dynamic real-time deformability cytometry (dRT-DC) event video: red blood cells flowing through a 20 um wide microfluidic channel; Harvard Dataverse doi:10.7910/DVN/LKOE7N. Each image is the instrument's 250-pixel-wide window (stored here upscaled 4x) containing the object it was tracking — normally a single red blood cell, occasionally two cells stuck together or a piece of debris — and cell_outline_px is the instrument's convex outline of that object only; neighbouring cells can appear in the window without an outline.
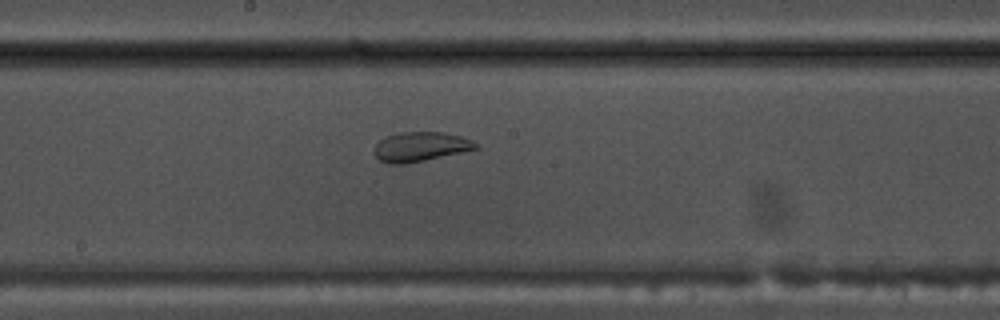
{"species": "common noctule bat (a hibernating species)", "species_latin": "Nyctalus noctula", "temperature_condition": "warm", "stored_images_in_passage": 54, "camera_frame_rate_fps": 3000, "um_per_image_px": 0.085, "animal": {"sex": "male", "body_mass_g": 17.5, "forearm_length_mm": 52.3}, "frame": {"image": 1, "passage_image": 29, "time_ms": 9.333, "image_size_px": [1000, 320], "cell_outline_px": [[480, 148], [424, 160], [404, 164], [388, 164], [380, 160], [372, 152], [376, 144], [384, 136], [400, 132], [444, 132], [460, 136], [472, 140]], "centroid_in_image_um": [35.7, 12.46], "position_along_channel_um": 212.5, "area_um2": 17.46}}
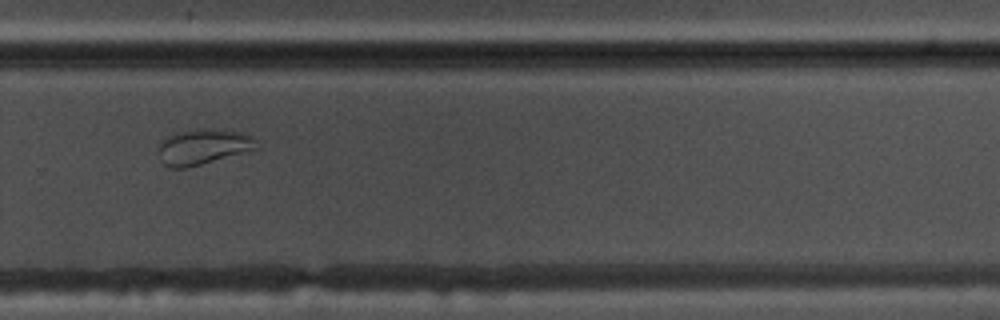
{"frame": {"image": 2, "passage_image": 37, "time_ms": 12.0, "image_size_px": [1000, 320], "cell_outline_px": [[260, 148], [200, 164], [184, 168], [168, 168], [160, 160], [160, 140], [168, 136], [180, 132], [196, 128], [204, 128], [240, 132], [252, 136], [256, 140]], "centroid_in_image_um": [17.27, 12.47], "position_along_channel_um": 312.5, "area_um2": 20.11}}
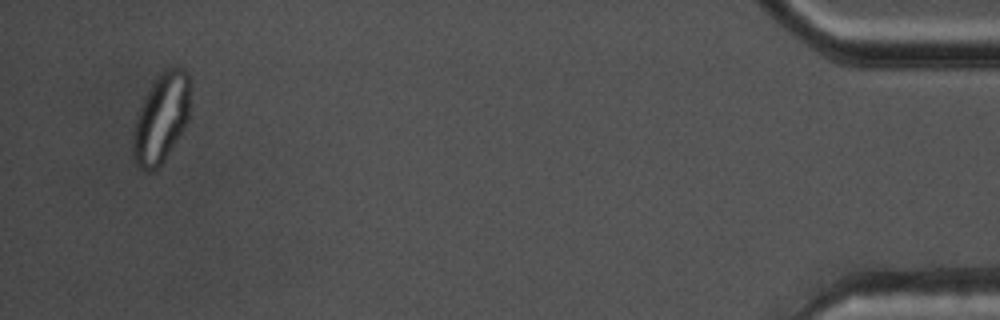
{"frame": {"image": 3, "passage_image": 52, "time_ms": 17.0, "image_size_px": [1000, 320], "cell_outline_px": [[188, 120], [164, 160], [152, 172], [148, 172], [140, 168], [136, 164], [132, 156], [132, 136], [136, 116], [148, 88], [160, 72], [164, 68], [176, 64], [184, 68], [188, 72]], "centroid_in_image_um": [13.66, 10.01], "position_along_channel_um": 421.5, "area_um2": 29.88}}